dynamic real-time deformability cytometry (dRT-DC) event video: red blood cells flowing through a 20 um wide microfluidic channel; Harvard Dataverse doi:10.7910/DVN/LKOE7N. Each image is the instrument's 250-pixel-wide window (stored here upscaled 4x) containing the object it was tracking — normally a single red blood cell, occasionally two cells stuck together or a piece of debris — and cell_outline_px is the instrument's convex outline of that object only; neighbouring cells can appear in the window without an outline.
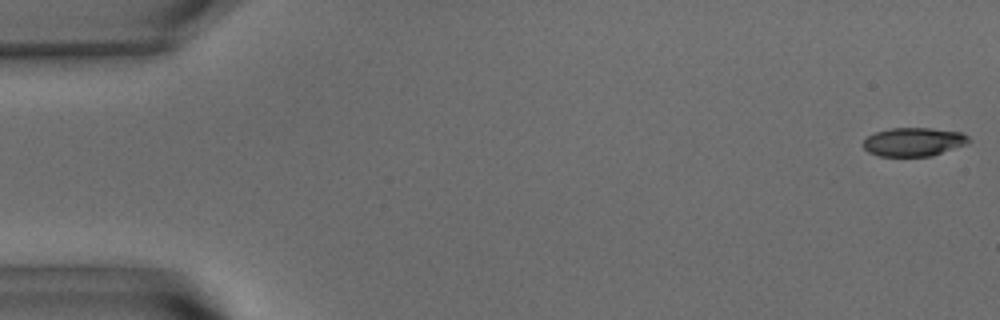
{"species": "common noctule bat (a hibernating species)", "species_latin": "Nyctalus noctula", "temperature_condition": "warm", "stored_images_in_passage": 56, "camera_frame_rate_fps": 3000, "um_per_image_px": 0.085, "animal": {"sex": "male", "body_mass_g": 15.6}, "frame": {"image": 1, "passage_image": 1, "time_ms": 0.0, "image_size_px": [1000, 320], "cell_outline_px": [[972, 140], [968, 144], [932, 156], [880, 156], [868, 152], [860, 144], [868, 136], [876, 132], [892, 128], [928, 128], [960, 132], [968, 136]], "centroid_in_image_um": [77.67, 12.07], "position_along_channel_um": 7.3, "area_um2": 17.69}}
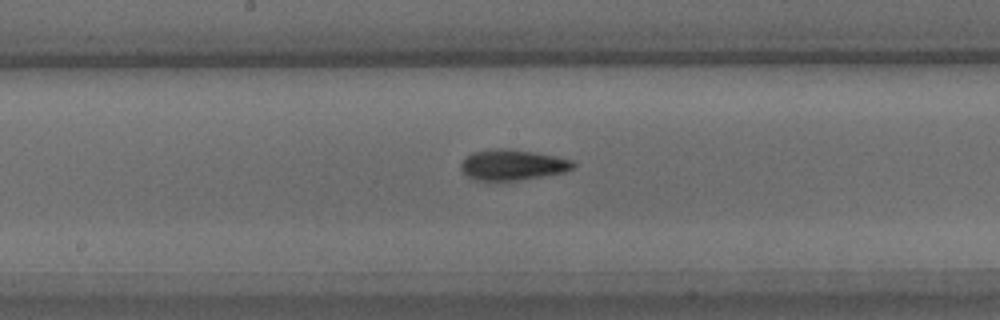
{"frame": {"image": 2, "passage_image": 29, "time_ms": 9.333, "image_size_px": [1000, 320], "cell_outline_px": [[576, 168], [564, 172], [544, 176], [516, 180], [476, 180], [468, 176], [460, 168], [460, 164], [472, 152], [492, 148], [508, 148], [556, 156], [572, 160], [576, 164]], "centroid_in_image_um": [43.59, 14.0], "position_along_channel_um": 204.6, "area_um2": 20.0}}
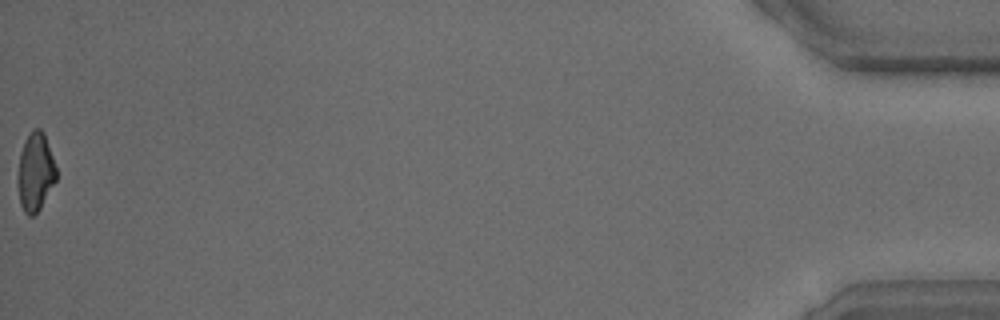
{"frame": {"image": 3, "passage_image": 56, "time_ms": 18.333, "image_size_px": [1000, 320], "cell_outline_px": [[56, 180], [40, 208], [32, 216], [28, 216], [24, 212], [20, 204], [20, 152], [24, 140], [28, 132], [32, 128], [40, 128], [44, 132], [56, 168]], "centroid_in_image_um": [3.03, 14.57], "position_along_channel_um": 432.2, "area_um2": 17.05}, "authors_computed_cell_mechanics": {"area_um2": 18.9873, "velocity_mm_per_s": 3.6431, "shape_relaxation_time_tau1_ms": 3.1251, "shape_relaxation_time_tau2_ms": 3.2089, "deformation_change_tau1": 0.1396, "deformation_change_tau2": 0.1022}}